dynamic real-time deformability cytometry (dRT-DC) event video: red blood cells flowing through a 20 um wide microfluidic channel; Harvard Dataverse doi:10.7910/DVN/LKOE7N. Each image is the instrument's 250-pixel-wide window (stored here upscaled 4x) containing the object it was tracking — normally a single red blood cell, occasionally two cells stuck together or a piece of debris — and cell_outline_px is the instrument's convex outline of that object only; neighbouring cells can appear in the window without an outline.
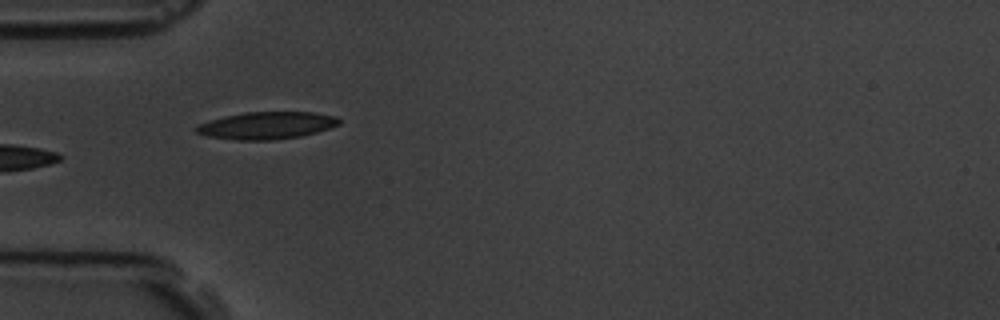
{"species": "common noctule bat (a hibernating species)", "species_latin": "Nyctalus noctula", "temperature_condition": "room temperature", "stored_images_in_passage": 5, "camera_frame_rate_fps": 3000, "um_per_image_px": 0.085, "animal": {"sex": "male", "body_mass_g": 19.5, "forearm_length_mm": 54.6}, "frame": {"image": 1, "passage_image": 4, "time_ms": 3.333, "image_size_px": [1000, 320], "cell_outline_px": [[340, 124], [316, 132], [300, 136], [272, 140], [236, 140], [204, 136], [196, 132], [196, 124], [208, 120], [244, 112], [316, 112], [336, 116], [340, 120]], "centroid_in_image_um": [22.63, 10.66], "position_along_channel_um": 62.4, "area_um2": 22.77}}